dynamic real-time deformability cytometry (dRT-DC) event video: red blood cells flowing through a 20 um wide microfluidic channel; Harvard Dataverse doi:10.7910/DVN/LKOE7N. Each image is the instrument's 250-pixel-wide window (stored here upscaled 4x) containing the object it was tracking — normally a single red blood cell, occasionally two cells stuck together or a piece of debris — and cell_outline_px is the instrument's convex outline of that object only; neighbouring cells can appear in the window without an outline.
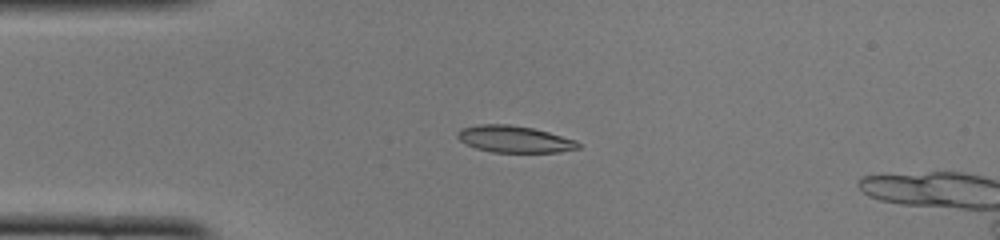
{"species": "common noctule bat (a hibernating species)", "species_latin": "Nyctalus noctula", "temperature_condition": "cold", "stored_images_in_passage": 47, "camera_frame_rate_fps": 3000, "um_per_image_px": 0.085, "animal": {"sex": "female", "body_mass_g": 22.0, "forearm_length_mm": 56.7}, "frame": {"image": 1, "passage_image": 11, "time_ms": 3.333, "image_size_px": [1000, 240], "cell_outline_px": [[580, 148], [560, 152], [492, 152], [476, 148], [460, 140], [456, 136], [456, 132], [460, 128], [480, 124], [508, 124], [532, 128], [548, 132], [576, 140], [580, 144]], "centroid_in_image_um": [43.71, 11.82], "position_along_channel_um": 41.3, "area_um2": 18.79}}
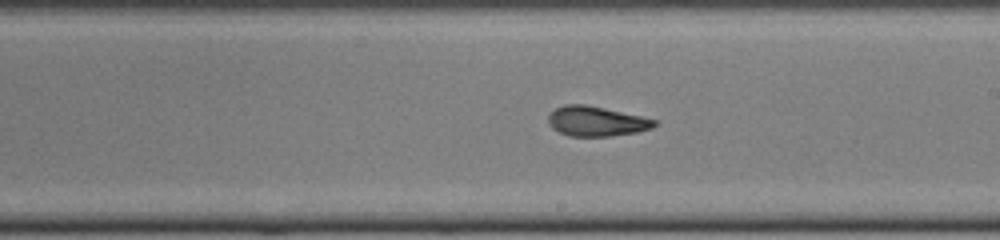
{"frame": {"image": 2, "passage_image": 27, "time_ms": 8.667, "image_size_px": [1000, 240], "cell_outline_px": [[656, 124], [652, 128], [636, 132], [612, 136], [568, 136], [552, 128], [548, 124], [548, 116], [556, 108], [564, 104], [584, 104], [604, 108], [640, 116], [656, 120]], "centroid_in_image_um": [50.65, 10.31], "position_along_channel_um": 238.3, "area_um2": 18.32}}
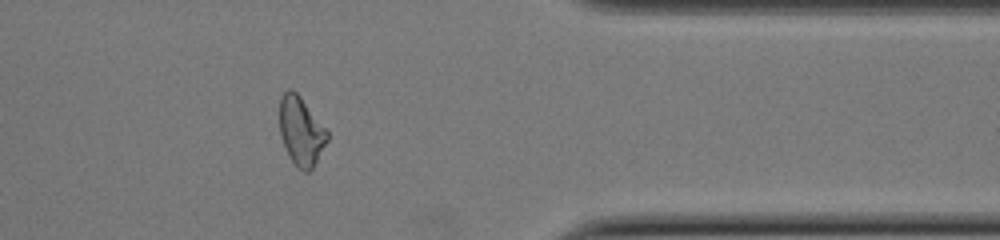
{"frame": {"image": 3, "passage_image": 39, "time_ms": 12.667, "image_size_px": [1000, 240], "cell_outline_px": [[328, 140], [312, 168], [308, 172], [304, 172], [296, 168], [280, 136], [280, 96], [288, 88], [292, 88], [300, 96], [328, 132]], "centroid_in_image_um": [25.58, 11.13], "position_along_channel_um": 385.8, "area_um2": 18.84}, "authors_computed_cell_mechanics": {"area_um2": 18.8428, "velocity_mm_per_s": 4.1019, "shape_relaxation_time_tau1_ms": 5.2672, "shape_relaxation_time_tau2_ms": 2.5914, "deformation_change_tau1": 0.1558, "deformation_change_tau2": 0.0994}}